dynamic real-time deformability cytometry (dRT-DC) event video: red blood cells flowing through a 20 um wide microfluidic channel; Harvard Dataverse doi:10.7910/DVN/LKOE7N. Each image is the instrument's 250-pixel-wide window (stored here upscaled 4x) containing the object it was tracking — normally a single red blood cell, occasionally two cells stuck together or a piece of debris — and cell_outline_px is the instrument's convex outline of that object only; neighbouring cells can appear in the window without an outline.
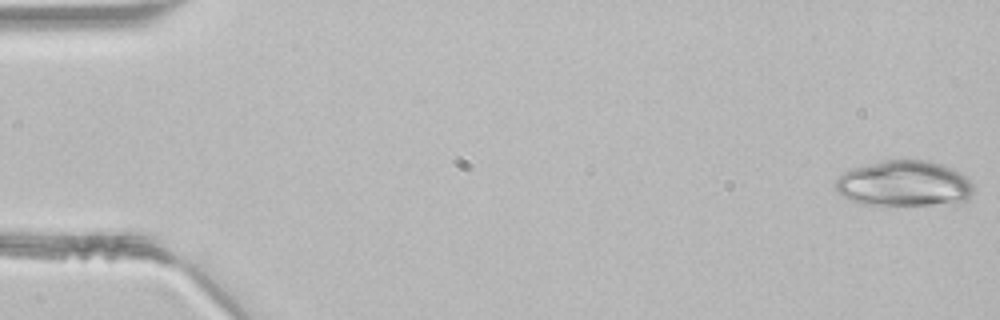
{"species": "common noctule bat (a hibernating species)", "species_latin": "Nyctalus noctula", "temperature_condition": "room temperature", "stored_images_in_passage": 46, "camera_frame_rate_fps": 3000, "um_per_image_px": 0.085, "animal": {"sex": "male", "body_mass_g": 21.5, "forearm_length_mm": 52.0}, "frame": {"image": 1, "passage_image": 1, "time_ms": 0.0, "image_size_px": [1000, 320], "cell_outline_px": [[976, 192], [968, 204], [864, 204], [852, 200], [844, 196], [836, 188], [836, 180], [844, 172], [852, 168], [880, 160], [900, 156], [904, 156], [928, 160], [952, 168], [960, 172], [972, 184]], "centroid_in_image_um": [76.96, 15.57], "position_along_channel_um": 8.0, "area_um2": 37.74}}
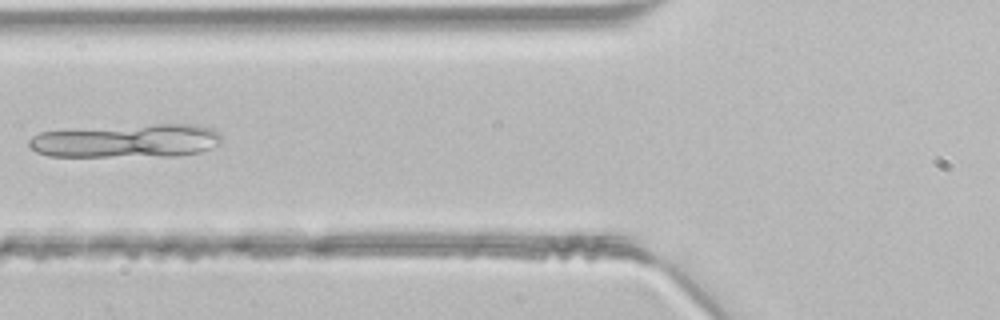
{"frame": {"image": 2, "passage_image": 18, "time_ms": 5.667, "image_size_px": [1000, 320], "cell_outline_px": [[220, 144], [200, 152], [176, 156], [48, 156], [36, 152], [28, 144], [28, 140], [32, 136], [40, 132], [156, 124], [200, 124], [212, 128], [220, 136]], "centroid_in_image_um": [10.8, 11.98], "position_along_channel_um": 115.0, "area_um2": 37.28}}
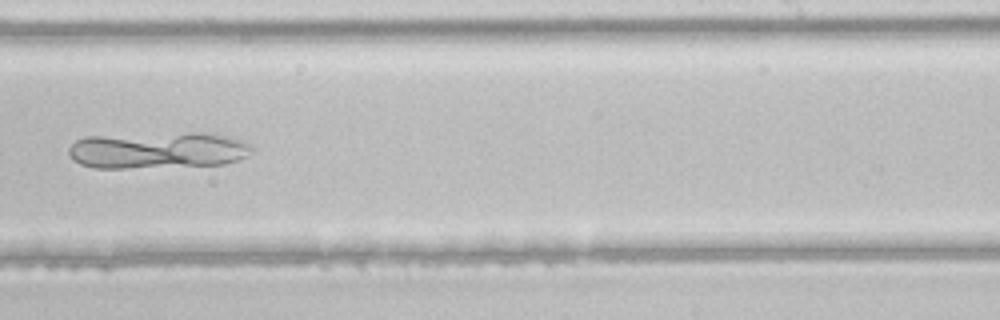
{"frame": {"image": 3, "passage_image": 29, "time_ms": 9.333, "image_size_px": [1000, 320], "cell_outline_px": [[252, 152], [248, 156], [224, 164], [124, 168], [96, 168], [80, 164], [72, 160], [68, 152], [68, 148], [76, 140], [84, 136], [188, 132], [216, 132], [232, 136], [244, 140], [252, 144]], "centroid_in_image_um": [13.46, 12.74], "position_along_channel_um": 275.5, "area_um2": 39.82}}